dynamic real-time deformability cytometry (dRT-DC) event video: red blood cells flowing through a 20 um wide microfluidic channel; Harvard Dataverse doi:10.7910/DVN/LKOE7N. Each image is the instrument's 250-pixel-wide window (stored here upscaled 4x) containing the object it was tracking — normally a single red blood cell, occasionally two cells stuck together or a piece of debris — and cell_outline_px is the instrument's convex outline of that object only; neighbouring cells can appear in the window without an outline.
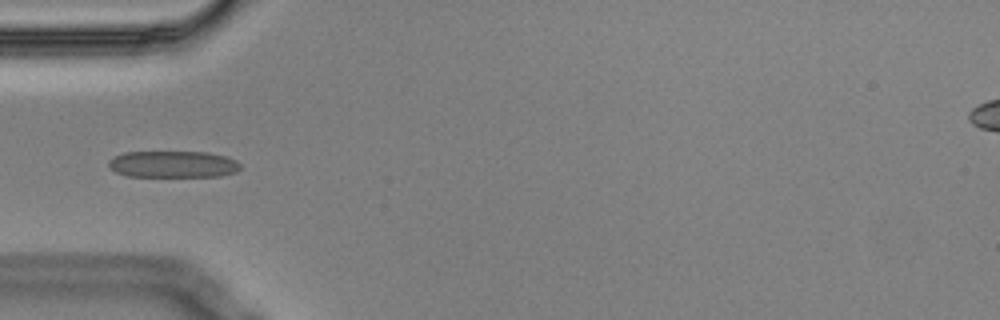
{"species": "Egyptian fruit bat (a non-hibernating species)", "species_latin": "Rousettus aegyptiacus", "temperature_condition": "cold", "stored_images_in_passage": 13, "camera_frame_rate_fps": 3000, "um_per_image_px": 0.085, "animal": {"sex": "male"}, "frame": {"image": 1, "passage_image": 3, "time_ms": 0.667, "image_size_px": [1000, 320], "cell_outline_px": [[240, 168], [236, 172], [220, 176], [124, 176], [116, 172], [108, 164], [108, 160], [112, 156], [124, 152], [208, 152], [224, 156], [236, 160], [240, 164]], "centroid_in_image_um": [14.68, 13.96], "position_along_channel_um": 70.3, "area_um2": 20.52}}
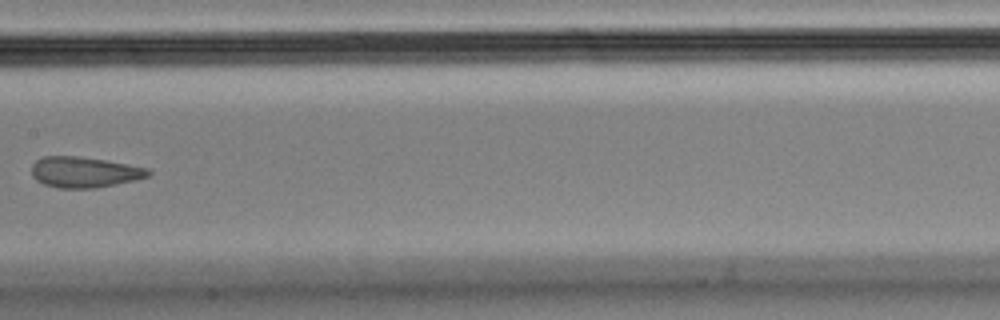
{"frame": {"image": 2, "passage_image": 6, "time_ms": 1.667, "image_size_px": [1000, 320], "cell_outline_px": [[152, 172], [148, 176], [136, 180], [96, 188], [60, 188], [44, 184], [36, 180], [32, 176], [32, 164], [36, 160], [44, 156], [80, 156], [104, 160], [148, 168]], "centroid_in_image_um": [7.16, 14.63], "position_along_channel_um": 200.2, "area_um2": 20.87}}
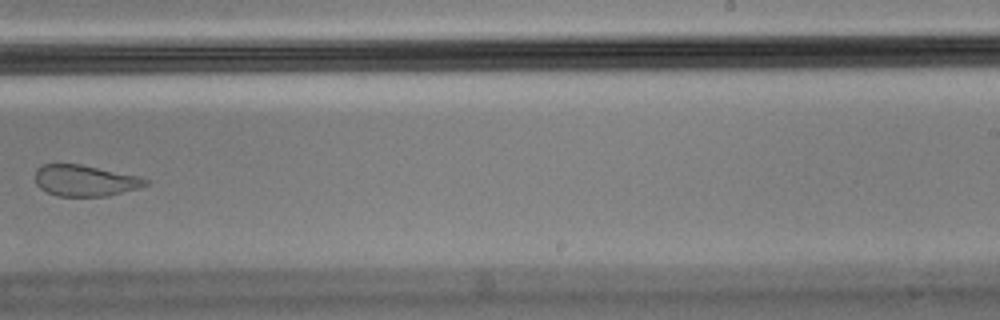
{"frame": {"image": 3, "passage_image": 8, "time_ms": 2.333, "image_size_px": [1000, 320], "cell_outline_px": [[148, 184], [136, 188], [108, 196], [60, 196], [48, 192], [40, 188], [36, 184], [36, 168], [44, 164], [80, 164], [140, 176], [148, 180]], "centroid_in_image_um": [7.22, 15.34], "position_along_channel_um": 281.8, "area_um2": 19.88}}